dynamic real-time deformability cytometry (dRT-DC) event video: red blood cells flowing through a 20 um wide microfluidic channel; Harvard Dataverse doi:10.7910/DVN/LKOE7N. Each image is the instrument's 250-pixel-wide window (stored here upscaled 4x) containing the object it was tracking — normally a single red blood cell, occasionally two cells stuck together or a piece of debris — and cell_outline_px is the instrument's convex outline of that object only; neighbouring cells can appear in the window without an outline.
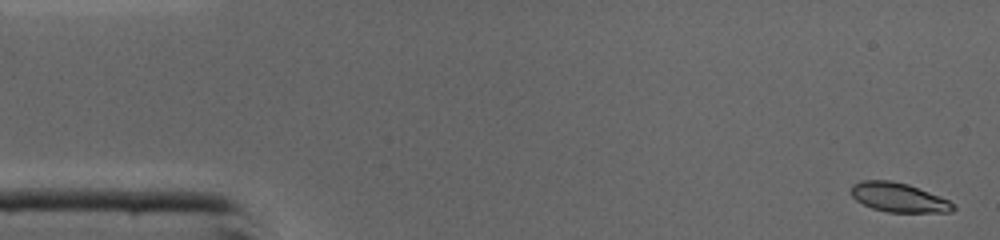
{"species": "common noctule bat (a hibernating species)", "species_latin": "Nyctalus noctula", "temperature_condition": "cold", "stored_images_in_passage": 45, "camera_frame_rate_fps": 3000, "um_per_image_px": 0.085, "animal": {"sex": "male", "body_mass_g": 19.0, "forearm_length_mm": 50.8}, "frame": {"image": 1, "passage_image": 1, "time_ms": 0.0, "image_size_px": [1000, 240], "cell_outline_px": [[952, 208], [924, 212], [892, 212], [876, 208], [864, 204], [852, 192], [852, 188], [856, 184], [876, 180], [904, 184], [916, 188], [948, 200], [952, 204]], "centroid_in_image_um": [76.36, 16.79], "position_along_channel_um": 8.6, "area_um2": 15.49}}
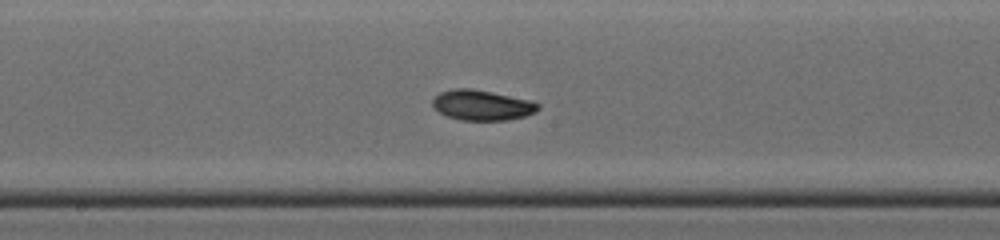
{"frame": {"image": 2, "passage_image": 23, "time_ms": 7.333, "image_size_px": [1000, 240], "cell_outline_px": [[536, 108], [532, 112], [520, 116], [496, 120], [472, 120], [452, 116], [436, 108], [436, 96], [444, 92], [484, 92], [504, 96], [536, 104]], "centroid_in_image_um": [40.97, 9.0], "position_along_channel_um": 207.2, "area_um2": 15.61}}
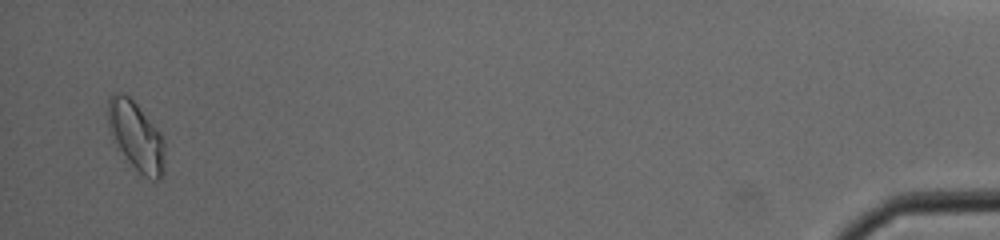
{"frame": {"image": 3, "passage_image": 44, "time_ms": 14.333, "image_size_px": [1000, 240], "cell_outline_px": [[160, 172], [136, 164], [128, 156], [120, 144], [112, 120], [112, 108], [128, 100], [140, 112], [156, 132], [160, 140]], "centroid_in_image_um": [11.63, 11.57], "position_along_channel_um": 423.6, "area_um2": 15.43}, "authors_computed_cell_mechanics": {"area_um2": 15.606, "velocity_mm_per_s": 4.3707, "shape_relaxation_time_tau1_ms": 2.9762, "shape_relaxation_time_tau2_ms": null, "deformation_change_tau1": 0.1303, "deformation_change_tau2": null}}